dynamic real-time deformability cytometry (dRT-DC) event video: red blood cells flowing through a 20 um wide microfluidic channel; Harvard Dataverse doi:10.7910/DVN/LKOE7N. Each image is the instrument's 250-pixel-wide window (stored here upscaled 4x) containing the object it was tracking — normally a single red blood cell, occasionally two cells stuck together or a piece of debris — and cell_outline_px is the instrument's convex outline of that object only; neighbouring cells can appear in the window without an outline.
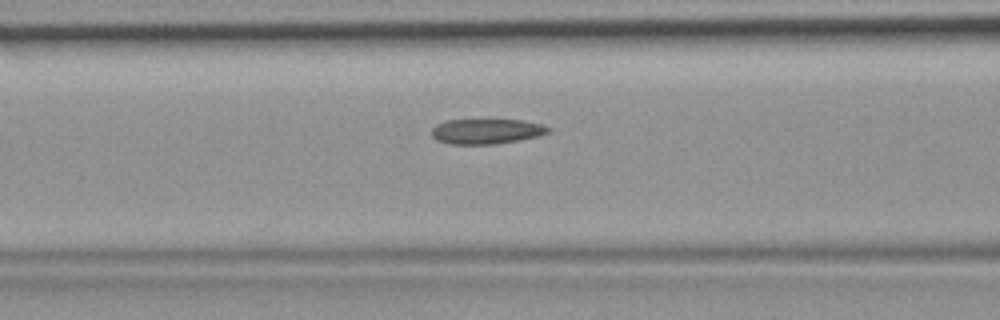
{"species": "common noctule bat (a hibernating species)", "species_latin": "Nyctalus noctula", "temperature_condition": "room temperature", "stored_images_in_passage": 30, "camera_frame_rate_fps": 3000, "um_per_image_px": 0.085, "animal": {"sex": "female", "body_mass_g": 19.9}, "frame": {"image": 1, "passage_image": 9, "time_ms": 2.667, "image_size_px": [1000, 320], "cell_outline_px": [[552, 132], [536, 136], [496, 144], [448, 144], [436, 140], [432, 136], [432, 128], [436, 124], [448, 120], [520, 120], [540, 124], [552, 128]], "centroid_in_image_um": [41.33, 11.16], "position_along_channel_um": 125.3, "area_um2": 16.99}}
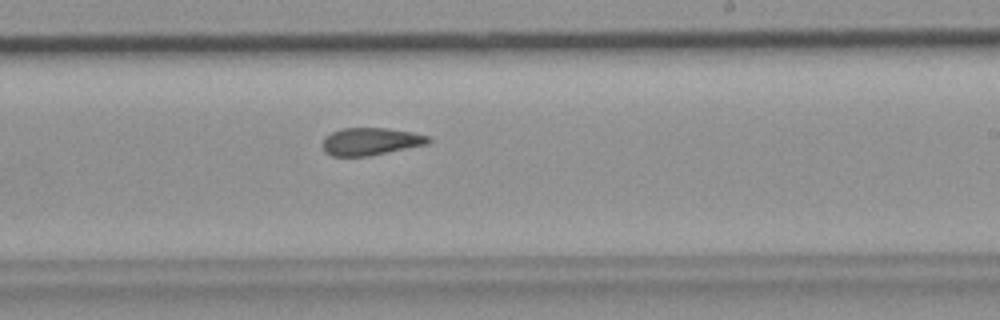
{"frame": {"image": 2, "passage_image": 18, "time_ms": 5.667, "image_size_px": [1000, 320], "cell_outline_px": [[432, 140], [428, 144], [368, 156], [332, 156], [324, 152], [320, 144], [324, 136], [340, 128], [388, 128], [412, 132], [428, 136]], "centroid_in_image_um": [31.45, 12.02], "position_along_channel_um": 257.5, "area_um2": 17.17}}
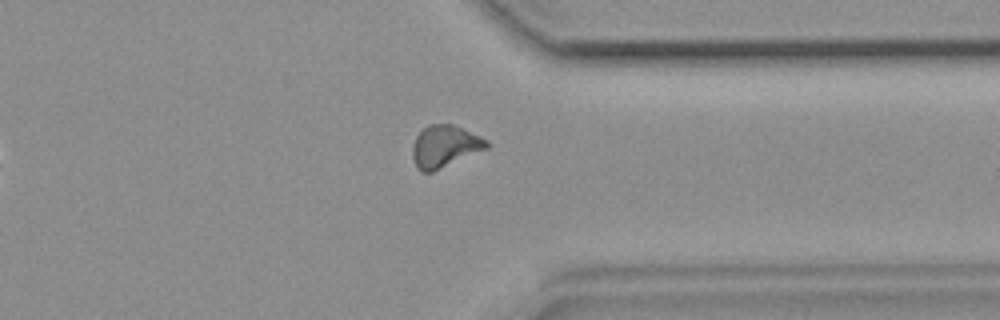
{"frame": {"image": 3, "passage_image": 26, "time_ms": 8.333, "image_size_px": [1000, 320], "cell_outline_px": [[488, 148], [432, 172], [420, 172], [416, 168], [412, 156], [412, 144], [416, 136], [428, 124], [452, 124], [480, 136], [488, 140]], "centroid_in_image_um": [37.77, 12.45], "position_along_channel_um": 373.6, "area_um2": 18.15}}